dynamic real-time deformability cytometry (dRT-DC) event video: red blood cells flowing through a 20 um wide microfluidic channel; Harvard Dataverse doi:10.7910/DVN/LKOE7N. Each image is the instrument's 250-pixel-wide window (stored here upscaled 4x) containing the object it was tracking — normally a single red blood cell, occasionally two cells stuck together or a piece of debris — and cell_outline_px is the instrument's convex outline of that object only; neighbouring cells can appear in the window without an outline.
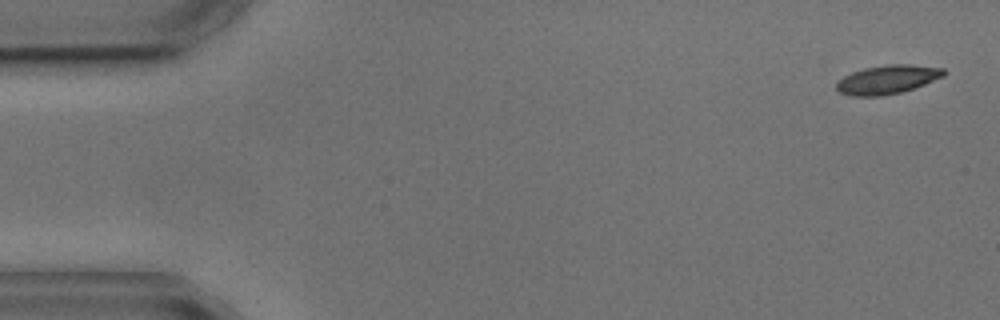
{"species": "common noctule bat (a hibernating species)", "species_latin": "Nyctalus noctula", "temperature_condition": "cold", "stored_images_in_passage": 6, "camera_frame_rate_fps": 3000, "um_per_image_px": 0.085, "animal": {"sex": "male", "body_mass_g": 17.9, "forearm_length_mm": 54.2}, "frame": {"image": 1, "passage_image": 1, "time_ms": 0.0, "image_size_px": [1000, 320], "cell_outline_px": [[948, 72], [944, 76], [924, 84], [900, 92], [880, 96], [852, 96], [840, 92], [836, 88], [836, 84], [844, 76], [852, 72], [864, 68], [888, 64], [912, 64], [944, 68]], "centroid_in_image_um": [75.46, 6.74], "position_along_channel_um": 9.5, "area_um2": 17.92}}
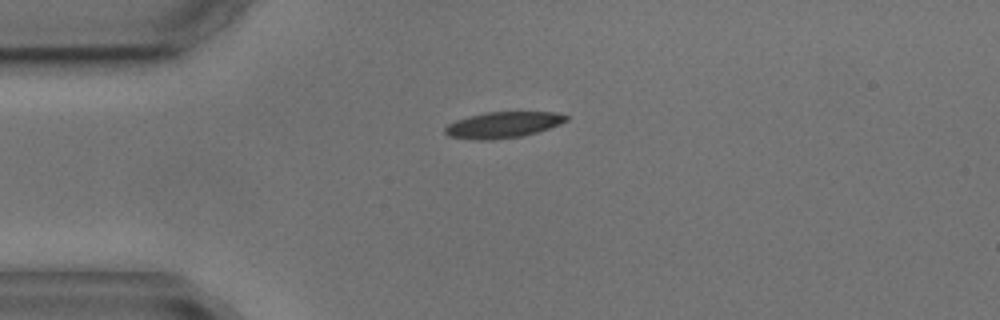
{"frame": {"image": 2, "passage_image": 4, "time_ms": 3.667, "image_size_px": [1000, 320], "cell_outline_px": [[568, 120], [560, 124], [536, 132], [520, 136], [492, 140], [476, 140], [448, 136], [444, 132], [444, 128], [448, 124], [456, 120], [468, 116], [484, 112], [556, 112], [568, 116]], "centroid_in_image_um": [42.72, 10.61], "position_along_channel_um": 42.3, "area_um2": 18.38}}